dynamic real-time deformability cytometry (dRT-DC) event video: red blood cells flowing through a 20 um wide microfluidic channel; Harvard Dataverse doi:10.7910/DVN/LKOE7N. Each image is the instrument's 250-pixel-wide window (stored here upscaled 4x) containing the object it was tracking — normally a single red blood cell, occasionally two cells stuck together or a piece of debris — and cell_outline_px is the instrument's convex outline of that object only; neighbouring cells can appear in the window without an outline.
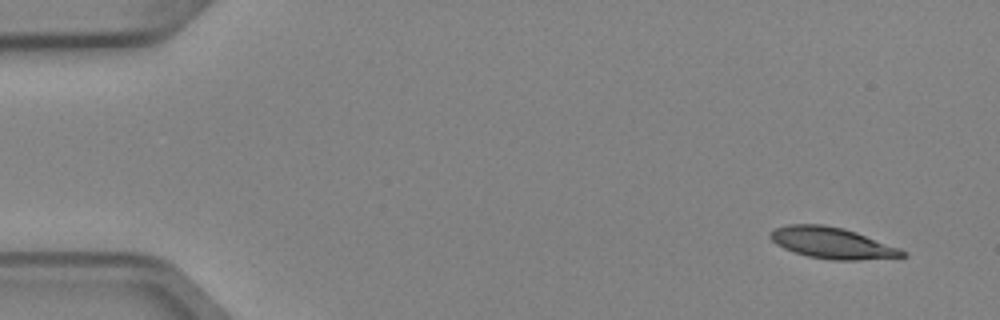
{"species": "Egyptian fruit bat (a non-hibernating species)", "species_latin": "Rousettus aegyptiacus", "temperature_condition": "cold", "stored_images_in_passage": 6, "camera_frame_rate_fps": 3000, "um_per_image_px": 0.085, "animal": {"sex": "female"}, "frame": {"image": 1, "passage_image": 1, "time_ms": 0.0, "image_size_px": [1000, 320], "cell_outline_px": [[908, 256], [856, 260], [832, 260], [808, 256], [784, 248], [776, 244], [768, 236], [768, 232], [776, 228], [788, 224], [820, 224], [844, 228], [856, 232], [900, 248], [908, 252]], "centroid_in_image_um": [70.73, 20.65], "position_along_channel_um": 14.3, "area_um2": 23.99}}
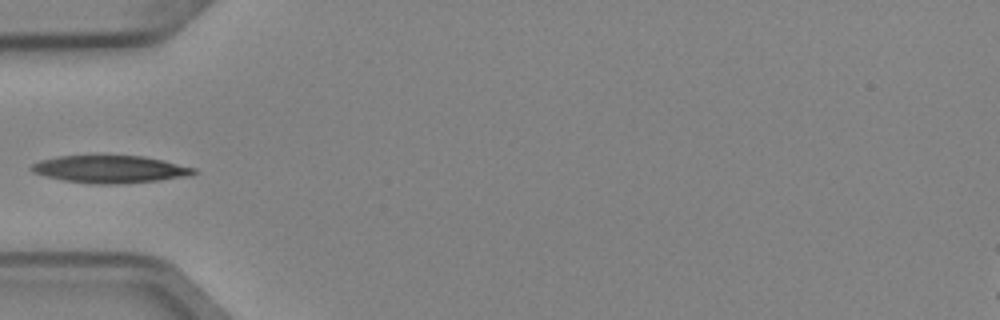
{"frame": {"image": 2, "passage_image": 5, "time_ms": 1.333, "image_size_px": [1000, 320], "cell_outline_px": [[196, 172], [188, 176], [156, 180], [116, 184], [92, 184], [64, 180], [44, 176], [32, 172], [28, 168], [32, 164], [40, 160], [56, 156], [144, 156], [164, 160], [196, 168]], "centroid_in_image_um": [9.31, 14.38], "position_along_channel_um": 75.7, "area_um2": 25.89}}
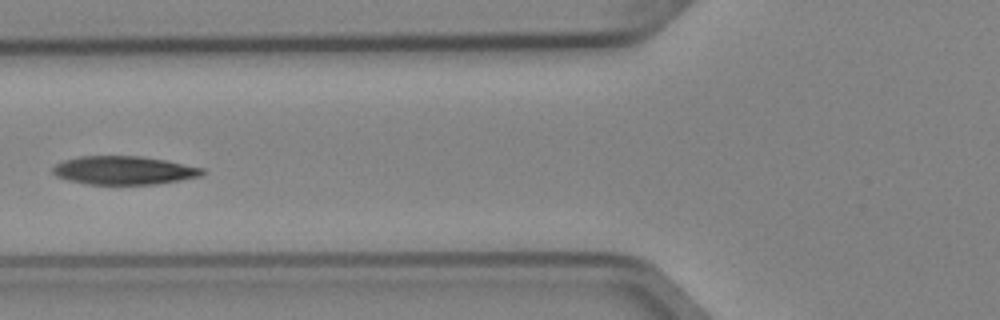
{"frame": {"image": 3, "passage_image": 6, "time_ms": 1.667, "image_size_px": [1000, 320], "cell_outline_px": [[204, 172], [200, 176], [180, 180], [156, 184], [88, 184], [68, 180], [56, 176], [52, 172], [52, 168], [56, 164], [64, 160], [80, 156], [140, 156], [164, 160], [204, 168]], "centroid_in_image_um": [10.51, 14.48], "position_along_channel_um": 115.3, "area_um2": 24.62}}